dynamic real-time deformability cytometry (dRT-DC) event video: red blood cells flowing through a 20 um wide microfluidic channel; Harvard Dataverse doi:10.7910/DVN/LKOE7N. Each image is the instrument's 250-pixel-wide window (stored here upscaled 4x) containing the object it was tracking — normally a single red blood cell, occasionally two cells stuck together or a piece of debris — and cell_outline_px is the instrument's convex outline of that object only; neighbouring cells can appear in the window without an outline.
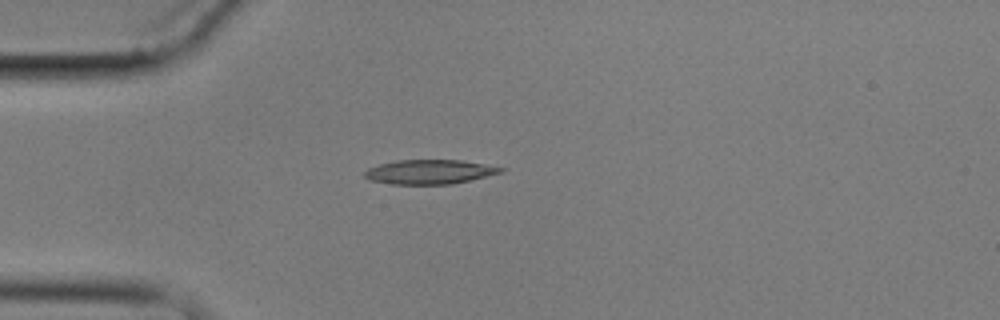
{"species": "common noctule bat (a hibernating species)", "species_latin": "Nyctalus noctula", "temperature_condition": "cold", "stored_images_in_passage": 1, "camera_frame_rate_fps": 3000, "um_per_image_px": 0.085, "animal": {"sex": "male", "body_mass_g": 17.9}, "frame": {"image": 1, "passage_image": 1, "time_ms": 0.0, "image_size_px": [1000, 320], "cell_outline_px": [[508, 168], [504, 172], [452, 184], [392, 184], [368, 180], [364, 176], [364, 172], [368, 168], [380, 164], [396, 160], [460, 160]], "centroid_in_image_um": [36.52, 14.61], "position_along_channel_um": 48.5, "area_um2": 19.36}}